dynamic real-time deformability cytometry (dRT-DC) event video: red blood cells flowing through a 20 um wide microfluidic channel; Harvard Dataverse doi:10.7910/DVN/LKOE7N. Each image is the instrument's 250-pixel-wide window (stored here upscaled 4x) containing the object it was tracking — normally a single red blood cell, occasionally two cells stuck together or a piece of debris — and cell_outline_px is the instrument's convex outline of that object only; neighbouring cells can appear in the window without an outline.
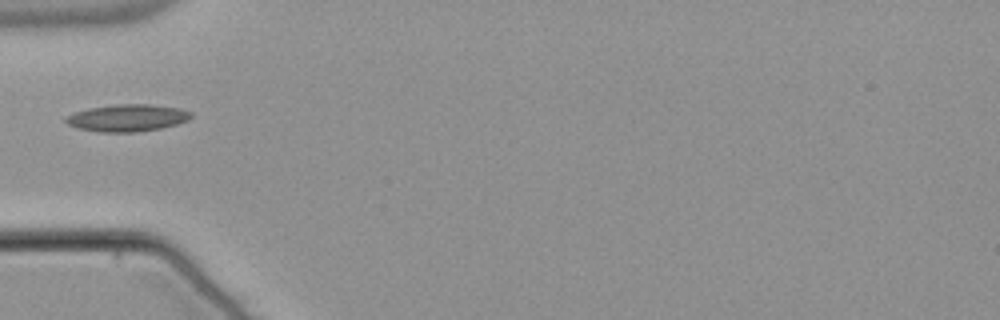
{"species": "common noctule bat (a hibernating species)", "species_latin": "Nyctalus noctula", "temperature_condition": "warm", "stored_images_in_passage": 37, "camera_frame_rate_fps": 3000, "um_per_image_px": 0.085, "animal": {"sex": "male", "body_mass_g": 21.5, "forearm_length_mm": 52.0}, "frame": {"image": 1, "passage_image": 1, "time_ms": 0.0, "image_size_px": [1000, 320], "cell_outline_px": [[192, 116], [188, 120], [176, 124], [160, 128], [136, 132], [100, 132], [76, 128], [68, 124], [64, 120], [68, 116], [76, 112], [88, 108], [116, 104], [148, 104], [180, 108], [192, 112]], "centroid_in_image_um": [10.83, 10.02], "position_along_channel_um": 74.2, "area_um2": 19.71}}
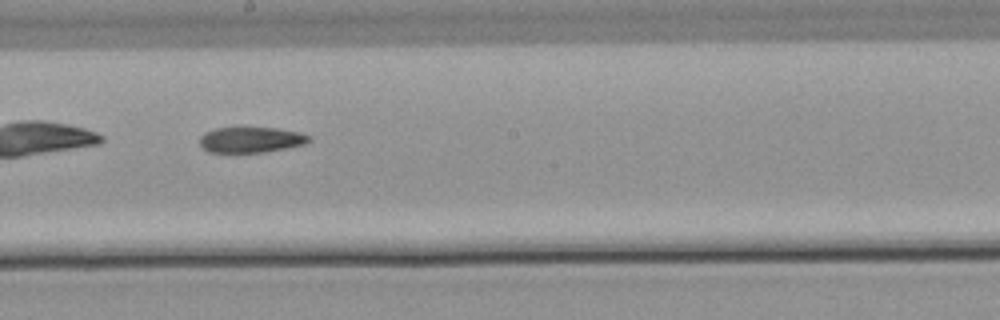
{"frame": {"image": 2, "passage_image": 13, "time_ms": 4.0, "image_size_px": [1000, 320], "cell_outline_px": [[312, 140], [304, 144], [264, 152], [208, 152], [200, 144], [200, 136], [204, 132], [216, 128], [236, 124], [240, 124], [276, 128], [300, 132], [308, 136]], "centroid_in_image_um": [21.28, 11.81], "position_along_channel_um": 226.9, "area_um2": 17.05}}
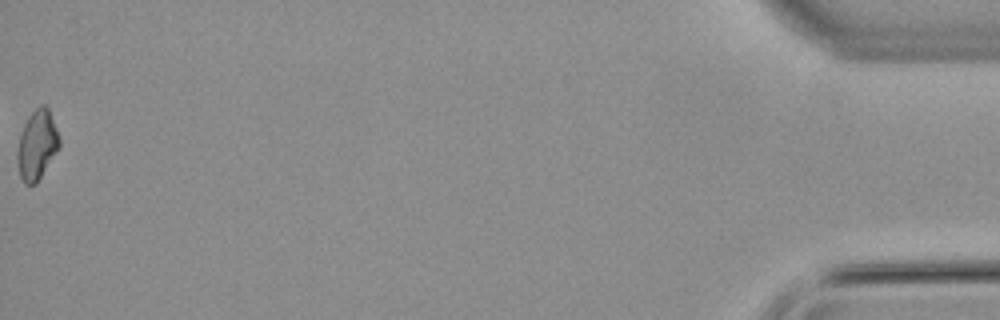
{"frame": {"image": 3, "passage_image": 37, "time_ms": 12.0, "image_size_px": [1000, 320], "cell_outline_px": [[60, 148], [36, 184], [24, 184], [20, 176], [16, 156], [16, 152], [20, 136], [24, 124], [28, 116], [40, 104], [44, 104], [48, 108], [56, 128], [60, 140]], "centroid_in_image_um": [3.14, 12.33], "position_along_channel_um": 432.1, "area_um2": 17.05}}